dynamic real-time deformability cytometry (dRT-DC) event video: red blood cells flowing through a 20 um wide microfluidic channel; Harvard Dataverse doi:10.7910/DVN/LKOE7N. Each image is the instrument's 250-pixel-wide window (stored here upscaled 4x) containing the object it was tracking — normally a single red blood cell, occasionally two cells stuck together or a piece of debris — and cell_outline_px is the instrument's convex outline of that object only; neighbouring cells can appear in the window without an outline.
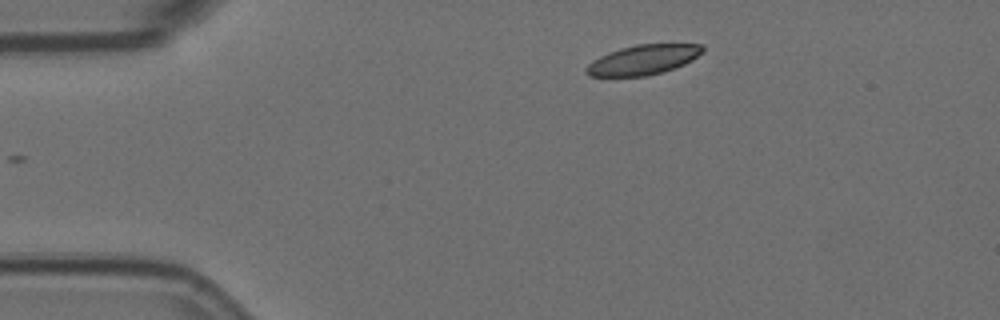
{"species": "Egyptian fruit bat (a non-hibernating species)", "species_latin": "Rousettus aegyptiacus", "temperature_condition": "room temperature", "stored_images_in_passage": 2, "camera_frame_rate_fps": 3000, "um_per_image_px": 0.085, "animal": {"sex": "female"}, "frame": {"image": 1, "passage_image": 2, "time_ms": 0.333, "image_size_px": [1000, 320], "cell_outline_px": [[704, 52], [692, 60], [684, 64], [664, 72], [644, 76], [588, 76], [584, 68], [592, 60], [608, 52], [620, 48], [636, 44], [704, 44]], "centroid_in_image_um": [54.67, 5.07], "position_along_channel_um": 30.3, "area_um2": 20.35}}